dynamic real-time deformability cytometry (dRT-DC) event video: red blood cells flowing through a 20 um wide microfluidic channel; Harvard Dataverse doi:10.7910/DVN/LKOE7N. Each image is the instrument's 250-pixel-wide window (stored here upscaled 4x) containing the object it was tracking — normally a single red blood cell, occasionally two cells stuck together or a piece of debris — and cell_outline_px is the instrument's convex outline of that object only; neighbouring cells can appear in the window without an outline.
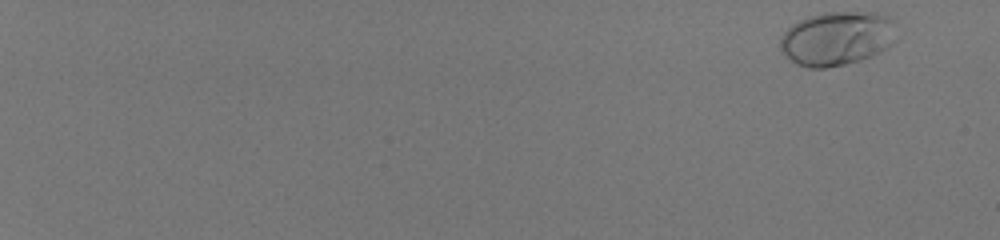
{"species": "human", "species_latin": "Homo sapiens", "temperature_condition": "room temperature", "stored_images_in_passage": 54, "camera_frame_rate_fps": 3000, "um_per_image_px": 0.085, "donor": {"sex": "male"}, "frame": {"image": 1, "passage_image": 1, "time_ms": 0.0, "image_size_px": [1000, 240], "cell_outline_px": [[896, 40], [892, 44], [872, 56], [860, 60], [844, 64], [824, 68], [808, 68], [796, 64], [780, 48], [780, 40], [784, 32], [792, 24], [808, 16], [824, 12], [876, 12], [892, 16], [896, 20]], "centroid_in_image_um": [71.21, 3.24], "position_along_channel_um": 13.8, "area_um2": 36.99}}
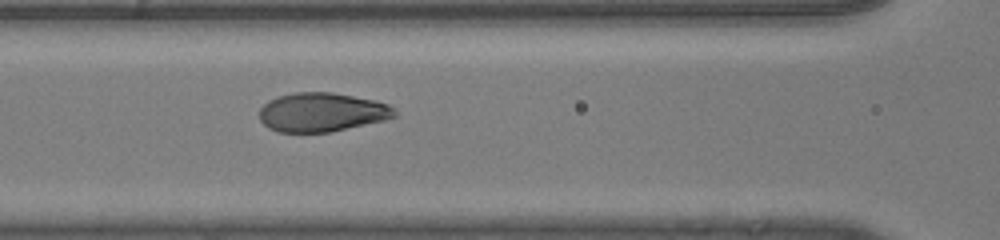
{"frame": {"image": 2, "passage_image": 29, "time_ms": 9.333, "image_size_px": [1000, 240], "cell_outline_px": [[396, 116], [384, 120], [332, 132], [276, 132], [268, 128], [260, 120], [260, 108], [268, 100], [276, 96], [296, 92], [332, 92], [376, 100], [388, 104], [396, 108]], "centroid_in_image_um": [27.36, 9.53], "position_along_channel_um": 139.2, "area_um2": 30.98}}
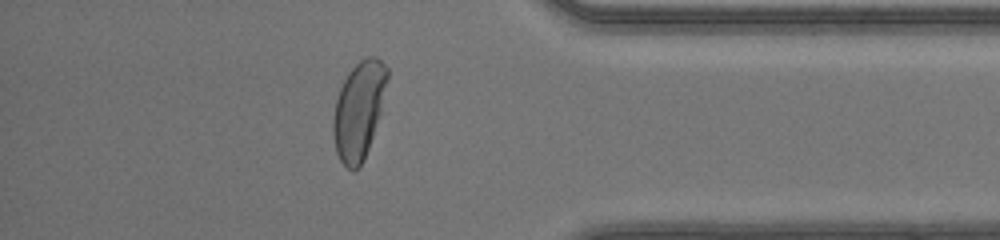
{"frame": {"image": 3, "passage_image": 49, "time_ms": 16.0, "image_size_px": [1000, 240], "cell_outline_px": [[388, 80], [380, 112], [364, 160], [360, 168], [352, 172], [340, 160], [336, 152], [332, 132], [332, 120], [336, 100], [340, 88], [348, 72], [360, 60], [368, 56], [376, 56], [388, 68]], "centroid_in_image_um": [30.48, 9.37], "position_along_channel_um": 404.7, "area_um2": 30.63}, "authors_computed_cell_mechanics": {"area_um2": 32.0501, "velocity_mm_per_s": 4.1327, "shape_relaxation_time_tau1_ms": 3.6455, "shape_relaxation_time_tau2_ms": null, "deformation_change_tau1": 0.2114, "deformation_change_tau2": null}}